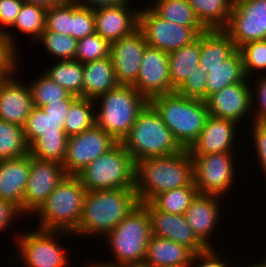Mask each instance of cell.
I'll use <instances>...</instances> for the list:
<instances>
[{"label":"cell","instance_id":"6da1fadb","mask_svg":"<svg viewBox=\"0 0 266 267\" xmlns=\"http://www.w3.org/2000/svg\"><path fill=\"white\" fill-rule=\"evenodd\" d=\"M194 183L193 163L188 149L135 163V192L138 202L148 203L156 195Z\"/></svg>","mask_w":266,"mask_h":267},{"label":"cell","instance_id":"7a4b0ae2","mask_svg":"<svg viewBox=\"0 0 266 267\" xmlns=\"http://www.w3.org/2000/svg\"><path fill=\"white\" fill-rule=\"evenodd\" d=\"M138 204L134 188L87 191L81 219L71 234L104 237Z\"/></svg>","mask_w":266,"mask_h":267},{"label":"cell","instance_id":"3957f363","mask_svg":"<svg viewBox=\"0 0 266 267\" xmlns=\"http://www.w3.org/2000/svg\"><path fill=\"white\" fill-rule=\"evenodd\" d=\"M149 104L183 149H189L197 140L209 116L204 100L187 98L176 92L155 96Z\"/></svg>","mask_w":266,"mask_h":267},{"label":"cell","instance_id":"277c9868","mask_svg":"<svg viewBox=\"0 0 266 267\" xmlns=\"http://www.w3.org/2000/svg\"><path fill=\"white\" fill-rule=\"evenodd\" d=\"M121 143L135 163L146 158L169 156L183 150L149 103L138 114Z\"/></svg>","mask_w":266,"mask_h":267},{"label":"cell","instance_id":"5b68a950","mask_svg":"<svg viewBox=\"0 0 266 267\" xmlns=\"http://www.w3.org/2000/svg\"><path fill=\"white\" fill-rule=\"evenodd\" d=\"M151 225L147 208L139 203L108 234L104 236L115 256V266L143 264L147 244L151 238Z\"/></svg>","mask_w":266,"mask_h":267},{"label":"cell","instance_id":"8992f818","mask_svg":"<svg viewBox=\"0 0 266 267\" xmlns=\"http://www.w3.org/2000/svg\"><path fill=\"white\" fill-rule=\"evenodd\" d=\"M97 99L94 102L102 104H97L100 108L95 110V125L117 142L129 133L136 117L149 103L132 85H118Z\"/></svg>","mask_w":266,"mask_h":267},{"label":"cell","instance_id":"52a82bcc","mask_svg":"<svg viewBox=\"0 0 266 267\" xmlns=\"http://www.w3.org/2000/svg\"><path fill=\"white\" fill-rule=\"evenodd\" d=\"M87 191L74 175H67L35 212L40 217L39 229L66 231L78 227Z\"/></svg>","mask_w":266,"mask_h":267},{"label":"cell","instance_id":"ba28073f","mask_svg":"<svg viewBox=\"0 0 266 267\" xmlns=\"http://www.w3.org/2000/svg\"><path fill=\"white\" fill-rule=\"evenodd\" d=\"M86 191L134 188L135 162L121 142L75 175Z\"/></svg>","mask_w":266,"mask_h":267},{"label":"cell","instance_id":"9c48e42d","mask_svg":"<svg viewBox=\"0 0 266 267\" xmlns=\"http://www.w3.org/2000/svg\"><path fill=\"white\" fill-rule=\"evenodd\" d=\"M150 47L166 53L191 44L207 29L204 26H181L159 17L151 8L140 9L139 27Z\"/></svg>","mask_w":266,"mask_h":267},{"label":"cell","instance_id":"30bf717a","mask_svg":"<svg viewBox=\"0 0 266 267\" xmlns=\"http://www.w3.org/2000/svg\"><path fill=\"white\" fill-rule=\"evenodd\" d=\"M232 152L191 155L194 184L199 194L223 196L231 189L235 168Z\"/></svg>","mask_w":266,"mask_h":267},{"label":"cell","instance_id":"8fae6325","mask_svg":"<svg viewBox=\"0 0 266 267\" xmlns=\"http://www.w3.org/2000/svg\"><path fill=\"white\" fill-rule=\"evenodd\" d=\"M223 30L237 48L250 41L266 40V0H234Z\"/></svg>","mask_w":266,"mask_h":267},{"label":"cell","instance_id":"7c38bea8","mask_svg":"<svg viewBox=\"0 0 266 267\" xmlns=\"http://www.w3.org/2000/svg\"><path fill=\"white\" fill-rule=\"evenodd\" d=\"M36 229L34 232L22 233L16 239L23 264L27 267H66L69 259L55 237L59 233L66 235L69 232Z\"/></svg>","mask_w":266,"mask_h":267},{"label":"cell","instance_id":"4fadbf2b","mask_svg":"<svg viewBox=\"0 0 266 267\" xmlns=\"http://www.w3.org/2000/svg\"><path fill=\"white\" fill-rule=\"evenodd\" d=\"M117 141L96 125L78 135L68 137L63 168L76 175L84 167L111 149Z\"/></svg>","mask_w":266,"mask_h":267},{"label":"cell","instance_id":"5bb4252c","mask_svg":"<svg viewBox=\"0 0 266 267\" xmlns=\"http://www.w3.org/2000/svg\"><path fill=\"white\" fill-rule=\"evenodd\" d=\"M66 176L61 163L30 156V175L23 193L22 213H35Z\"/></svg>","mask_w":266,"mask_h":267},{"label":"cell","instance_id":"9a60e30c","mask_svg":"<svg viewBox=\"0 0 266 267\" xmlns=\"http://www.w3.org/2000/svg\"><path fill=\"white\" fill-rule=\"evenodd\" d=\"M132 86L148 101L155 96L175 92L170 81L168 53L147 46L138 78Z\"/></svg>","mask_w":266,"mask_h":267},{"label":"cell","instance_id":"2e32d148","mask_svg":"<svg viewBox=\"0 0 266 267\" xmlns=\"http://www.w3.org/2000/svg\"><path fill=\"white\" fill-rule=\"evenodd\" d=\"M147 46L139 28L132 34L110 43V57L119 85H133L136 82Z\"/></svg>","mask_w":266,"mask_h":267},{"label":"cell","instance_id":"e0dca14e","mask_svg":"<svg viewBox=\"0 0 266 267\" xmlns=\"http://www.w3.org/2000/svg\"><path fill=\"white\" fill-rule=\"evenodd\" d=\"M143 205L149 213L151 234L153 236L182 244L194 253L207 249L187 223L184 214L162 212L157 210L150 202L143 203Z\"/></svg>","mask_w":266,"mask_h":267},{"label":"cell","instance_id":"ac0fdd59","mask_svg":"<svg viewBox=\"0 0 266 267\" xmlns=\"http://www.w3.org/2000/svg\"><path fill=\"white\" fill-rule=\"evenodd\" d=\"M246 79L221 89L209 96L205 102L209 115L216 118H223L239 123L251 110L252 89Z\"/></svg>","mask_w":266,"mask_h":267},{"label":"cell","instance_id":"d6986e66","mask_svg":"<svg viewBox=\"0 0 266 267\" xmlns=\"http://www.w3.org/2000/svg\"><path fill=\"white\" fill-rule=\"evenodd\" d=\"M129 3L94 10L95 33L109 43L135 32L139 27V9H130Z\"/></svg>","mask_w":266,"mask_h":267},{"label":"cell","instance_id":"ffe728a7","mask_svg":"<svg viewBox=\"0 0 266 267\" xmlns=\"http://www.w3.org/2000/svg\"><path fill=\"white\" fill-rule=\"evenodd\" d=\"M12 75L0 78V119L23 128L34 105L29 86Z\"/></svg>","mask_w":266,"mask_h":267},{"label":"cell","instance_id":"44dd1931","mask_svg":"<svg viewBox=\"0 0 266 267\" xmlns=\"http://www.w3.org/2000/svg\"><path fill=\"white\" fill-rule=\"evenodd\" d=\"M236 124L234 121L209 115L197 140L188 149L190 155L233 152Z\"/></svg>","mask_w":266,"mask_h":267},{"label":"cell","instance_id":"7402d4cb","mask_svg":"<svg viewBox=\"0 0 266 267\" xmlns=\"http://www.w3.org/2000/svg\"><path fill=\"white\" fill-rule=\"evenodd\" d=\"M218 198L220 196L198 193L184 213L187 223L207 248H212L209 242L210 233L217 226L220 216Z\"/></svg>","mask_w":266,"mask_h":267},{"label":"cell","instance_id":"603a6c76","mask_svg":"<svg viewBox=\"0 0 266 267\" xmlns=\"http://www.w3.org/2000/svg\"><path fill=\"white\" fill-rule=\"evenodd\" d=\"M29 175V153L18 158L0 160V199L13 202L21 212Z\"/></svg>","mask_w":266,"mask_h":267},{"label":"cell","instance_id":"cb8c5ba5","mask_svg":"<svg viewBox=\"0 0 266 267\" xmlns=\"http://www.w3.org/2000/svg\"><path fill=\"white\" fill-rule=\"evenodd\" d=\"M194 254L182 244L152 235L143 264L150 267H190Z\"/></svg>","mask_w":266,"mask_h":267},{"label":"cell","instance_id":"d4e9b609","mask_svg":"<svg viewBox=\"0 0 266 267\" xmlns=\"http://www.w3.org/2000/svg\"><path fill=\"white\" fill-rule=\"evenodd\" d=\"M83 71V98L95 100L119 85L111 57L86 62Z\"/></svg>","mask_w":266,"mask_h":267},{"label":"cell","instance_id":"484cf974","mask_svg":"<svg viewBox=\"0 0 266 267\" xmlns=\"http://www.w3.org/2000/svg\"><path fill=\"white\" fill-rule=\"evenodd\" d=\"M237 49L223 29L206 30L200 34V67L220 65Z\"/></svg>","mask_w":266,"mask_h":267},{"label":"cell","instance_id":"4316f807","mask_svg":"<svg viewBox=\"0 0 266 267\" xmlns=\"http://www.w3.org/2000/svg\"><path fill=\"white\" fill-rule=\"evenodd\" d=\"M201 69L208 73L207 98L227 86L247 79L239 49L222 61V64L215 67H201Z\"/></svg>","mask_w":266,"mask_h":267},{"label":"cell","instance_id":"83f0119b","mask_svg":"<svg viewBox=\"0 0 266 267\" xmlns=\"http://www.w3.org/2000/svg\"><path fill=\"white\" fill-rule=\"evenodd\" d=\"M168 57L171 86L176 91L200 62V35L191 44L169 53Z\"/></svg>","mask_w":266,"mask_h":267},{"label":"cell","instance_id":"f1b7e54d","mask_svg":"<svg viewBox=\"0 0 266 267\" xmlns=\"http://www.w3.org/2000/svg\"><path fill=\"white\" fill-rule=\"evenodd\" d=\"M199 22L207 29H224L234 0H188Z\"/></svg>","mask_w":266,"mask_h":267},{"label":"cell","instance_id":"f546056e","mask_svg":"<svg viewBox=\"0 0 266 267\" xmlns=\"http://www.w3.org/2000/svg\"><path fill=\"white\" fill-rule=\"evenodd\" d=\"M70 94L83 97V64L78 60H59L44 73Z\"/></svg>","mask_w":266,"mask_h":267},{"label":"cell","instance_id":"4dcf8cb0","mask_svg":"<svg viewBox=\"0 0 266 267\" xmlns=\"http://www.w3.org/2000/svg\"><path fill=\"white\" fill-rule=\"evenodd\" d=\"M65 118H54L42 110L33 107L23 127L24 138L29 147L37 138L45 135H66Z\"/></svg>","mask_w":266,"mask_h":267},{"label":"cell","instance_id":"1f68e13d","mask_svg":"<svg viewBox=\"0 0 266 267\" xmlns=\"http://www.w3.org/2000/svg\"><path fill=\"white\" fill-rule=\"evenodd\" d=\"M94 100L77 97L70 105L65 117L64 131L68 137L95 126Z\"/></svg>","mask_w":266,"mask_h":267},{"label":"cell","instance_id":"d6a6232c","mask_svg":"<svg viewBox=\"0 0 266 267\" xmlns=\"http://www.w3.org/2000/svg\"><path fill=\"white\" fill-rule=\"evenodd\" d=\"M198 194L195 184L168 190L156 195L150 203L162 212L184 214Z\"/></svg>","mask_w":266,"mask_h":267},{"label":"cell","instance_id":"836d02e7","mask_svg":"<svg viewBox=\"0 0 266 267\" xmlns=\"http://www.w3.org/2000/svg\"><path fill=\"white\" fill-rule=\"evenodd\" d=\"M159 17L181 26H203L188 0H155L150 7Z\"/></svg>","mask_w":266,"mask_h":267},{"label":"cell","instance_id":"e575fe53","mask_svg":"<svg viewBox=\"0 0 266 267\" xmlns=\"http://www.w3.org/2000/svg\"><path fill=\"white\" fill-rule=\"evenodd\" d=\"M28 154L23 128L0 119V160L13 159Z\"/></svg>","mask_w":266,"mask_h":267},{"label":"cell","instance_id":"d590c367","mask_svg":"<svg viewBox=\"0 0 266 267\" xmlns=\"http://www.w3.org/2000/svg\"><path fill=\"white\" fill-rule=\"evenodd\" d=\"M67 135H45L37 138L29 147L30 156L63 164L66 156Z\"/></svg>","mask_w":266,"mask_h":267},{"label":"cell","instance_id":"8d00e7d4","mask_svg":"<svg viewBox=\"0 0 266 267\" xmlns=\"http://www.w3.org/2000/svg\"><path fill=\"white\" fill-rule=\"evenodd\" d=\"M30 83L31 98L34 107L41 108L51 103H63L71 94L45 74Z\"/></svg>","mask_w":266,"mask_h":267},{"label":"cell","instance_id":"74e56055","mask_svg":"<svg viewBox=\"0 0 266 267\" xmlns=\"http://www.w3.org/2000/svg\"><path fill=\"white\" fill-rule=\"evenodd\" d=\"M46 11L40 6L23 3L12 27L37 40L45 30Z\"/></svg>","mask_w":266,"mask_h":267},{"label":"cell","instance_id":"f35d334b","mask_svg":"<svg viewBox=\"0 0 266 267\" xmlns=\"http://www.w3.org/2000/svg\"><path fill=\"white\" fill-rule=\"evenodd\" d=\"M37 40L45 45L50 55L59 60L75 59L78 41L73 36L45 29Z\"/></svg>","mask_w":266,"mask_h":267},{"label":"cell","instance_id":"ab89813d","mask_svg":"<svg viewBox=\"0 0 266 267\" xmlns=\"http://www.w3.org/2000/svg\"><path fill=\"white\" fill-rule=\"evenodd\" d=\"M110 57V43L99 34L86 36L77 43L75 60L82 64Z\"/></svg>","mask_w":266,"mask_h":267},{"label":"cell","instance_id":"60d3db41","mask_svg":"<svg viewBox=\"0 0 266 267\" xmlns=\"http://www.w3.org/2000/svg\"><path fill=\"white\" fill-rule=\"evenodd\" d=\"M238 49L242 56L247 78L254 73L253 71L266 69V40L250 41Z\"/></svg>","mask_w":266,"mask_h":267},{"label":"cell","instance_id":"b9f144b4","mask_svg":"<svg viewBox=\"0 0 266 267\" xmlns=\"http://www.w3.org/2000/svg\"><path fill=\"white\" fill-rule=\"evenodd\" d=\"M72 0L55 5L46 11L45 29L71 35Z\"/></svg>","mask_w":266,"mask_h":267},{"label":"cell","instance_id":"7bdbcfd3","mask_svg":"<svg viewBox=\"0 0 266 267\" xmlns=\"http://www.w3.org/2000/svg\"><path fill=\"white\" fill-rule=\"evenodd\" d=\"M95 33L94 10L79 5L72 0L71 36L77 41Z\"/></svg>","mask_w":266,"mask_h":267},{"label":"cell","instance_id":"ee69618b","mask_svg":"<svg viewBox=\"0 0 266 267\" xmlns=\"http://www.w3.org/2000/svg\"><path fill=\"white\" fill-rule=\"evenodd\" d=\"M7 28L0 26V78L13 74L17 69L16 39L8 33Z\"/></svg>","mask_w":266,"mask_h":267},{"label":"cell","instance_id":"f6af8a7d","mask_svg":"<svg viewBox=\"0 0 266 267\" xmlns=\"http://www.w3.org/2000/svg\"><path fill=\"white\" fill-rule=\"evenodd\" d=\"M207 78L208 73L203 71L198 64L175 92L187 98L205 101L207 99Z\"/></svg>","mask_w":266,"mask_h":267},{"label":"cell","instance_id":"bcb514c9","mask_svg":"<svg viewBox=\"0 0 266 267\" xmlns=\"http://www.w3.org/2000/svg\"><path fill=\"white\" fill-rule=\"evenodd\" d=\"M252 125L253 127V138L255 143L256 153L258 155L261 167L266 174V122H256Z\"/></svg>","mask_w":266,"mask_h":267},{"label":"cell","instance_id":"7dc6e473","mask_svg":"<svg viewBox=\"0 0 266 267\" xmlns=\"http://www.w3.org/2000/svg\"><path fill=\"white\" fill-rule=\"evenodd\" d=\"M23 3V0H0V25L11 27Z\"/></svg>","mask_w":266,"mask_h":267},{"label":"cell","instance_id":"c3c4849f","mask_svg":"<svg viewBox=\"0 0 266 267\" xmlns=\"http://www.w3.org/2000/svg\"><path fill=\"white\" fill-rule=\"evenodd\" d=\"M262 77V78H261ZM259 77L258 79V84L256 83L255 86H256V95L254 94L253 92V89H252V105H254V101L256 99H258V109L256 110L257 114H256V117H255V120L256 122H266V75L261 76ZM258 96V97H257ZM257 97V98H255ZM255 98V99H254ZM254 99V100H253Z\"/></svg>","mask_w":266,"mask_h":267},{"label":"cell","instance_id":"681fc988","mask_svg":"<svg viewBox=\"0 0 266 267\" xmlns=\"http://www.w3.org/2000/svg\"><path fill=\"white\" fill-rule=\"evenodd\" d=\"M217 252L213 248H207L205 251L195 253L191 262V265H194L195 261H201L199 262L198 266L196 267H228L226 263L221 261V257L216 255Z\"/></svg>","mask_w":266,"mask_h":267},{"label":"cell","instance_id":"f907efd6","mask_svg":"<svg viewBox=\"0 0 266 267\" xmlns=\"http://www.w3.org/2000/svg\"><path fill=\"white\" fill-rule=\"evenodd\" d=\"M19 214L23 213L17 205L11 201L0 199V232L6 229Z\"/></svg>","mask_w":266,"mask_h":267},{"label":"cell","instance_id":"816d5d0a","mask_svg":"<svg viewBox=\"0 0 266 267\" xmlns=\"http://www.w3.org/2000/svg\"><path fill=\"white\" fill-rule=\"evenodd\" d=\"M76 98V95L71 94L67 99L63 100V103H51L41 108L46 115L54 118H65L70 105Z\"/></svg>","mask_w":266,"mask_h":267},{"label":"cell","instance_id":"f5cc1de1","mask_svg":"<svg viewBox=\"0 0 266 267\" xmlns=\"http://www.w3.org/2000/svg\"><path fill=\"white\" fill-rule=\"evenodd\" d=\"M76 2L83 7L95 10L103 7L127 4L129 3V0H76Z\"/></svg>","mask_w":266,"mask_h":267},{"label":"cell","instance_id":"db71d44e","mask_svg":"<svg viewBox=\"0 0 266 267\" xmlns=\"http://www.w3.org/2000/svg\"><path fill=\"white\" fill-rule=\"evenodd\" d=\"M24 3L40 6L44 9H49L55 5L64 3L66 0H23Z\"/></svg>","mask_w":266,"mask_h":267},{"label":"cell","instance_id":"11a10c76","mask_svg":"<svg viewBox=\"0 0 266 267\" xmlns=\"http://www.w3.org/2000/svg\"><path fill=\"white\" fill-rule=\"evenodd\" d=\"M90 267H124V266H115V265H110L107 263H95V261L91 264Z\"/></svg>","mask_w":266,"mask_h":267},{"label":"cell","instance_id":"9f6ffc18","mask_svg":"<svg viewBox=\"0 0 266 267\" xmlns=\"http://www.w3.org/2000/svg\"><path fill=\"white\" fill-rule=\"evenodd\" d=\"M127 267H150V266H147L145 264H137V265H130V266H127Z\"/></svg>","mask_w":266,"mask_h":267},{"label":"cell","instance_id":"6f0895ef","mask_svg":"<svg viewBox=\"0 0 266 267\" xmlns=\"http://www.w3.org/2000/svg\"><path fill=\"white\" fill-rule=\"evenodd\" d=\"M249 267V266H248ZM250 267H265L261 262L260 263H258V264H254V265H252V266H250Z\"/></svg>","mask_w":266,"mask_h":267},{"label":"cell","instance_id":"680465c9","mask_svg":"<svg viewBox=\"0 0 266 267\" xmlns=\"http://www.w3.org/2000/svg\"><path fill=\"white\" fill-rule=\"evenodd\" d=\"M262 264L266 267V260L264 262H262Z\"/></svg>","mask_w":266,"mask_h":267}]
</instances>
